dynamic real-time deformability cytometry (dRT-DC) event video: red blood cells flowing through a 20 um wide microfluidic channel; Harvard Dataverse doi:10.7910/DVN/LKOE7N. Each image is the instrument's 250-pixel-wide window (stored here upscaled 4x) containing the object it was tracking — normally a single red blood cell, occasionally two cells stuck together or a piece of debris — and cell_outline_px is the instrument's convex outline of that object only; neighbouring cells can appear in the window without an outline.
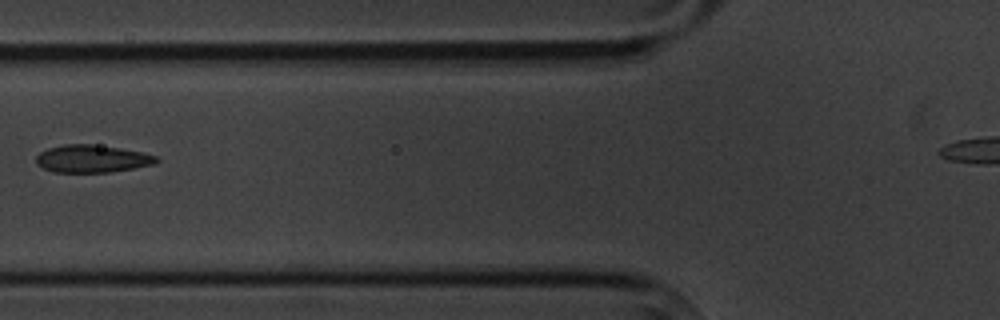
{"species": "common noctule bat (a hibernating species)", "species_latin": "Nyctalus noctula", "temperature_condition": "cold", "stored_images_in_passage": 4, "camera_frame_rate_fps": 3000, "um_per_image_px": 0.085, "animal": {"sex": "male", "body_mass_g": 20.1, "forearm_length_mm": 53.5}, "frame": {"image": 1, "passage_image": 4, "time_ms": 3.667, "image_size_px": [1000, 320], "cell_outline_px": [[160, 160], [152, 164], [132, 168], [108, 172], [52, 172], [36, 164], [36, 156], [40, 152], [48, 148], [64, 144], [92, 144], [120, 148], [144, 152], [156, 156]], "centroid_in_image_um": [7.8, 13.48], "position_along_channel_um": 118.0, "area_um2": 19.25}}